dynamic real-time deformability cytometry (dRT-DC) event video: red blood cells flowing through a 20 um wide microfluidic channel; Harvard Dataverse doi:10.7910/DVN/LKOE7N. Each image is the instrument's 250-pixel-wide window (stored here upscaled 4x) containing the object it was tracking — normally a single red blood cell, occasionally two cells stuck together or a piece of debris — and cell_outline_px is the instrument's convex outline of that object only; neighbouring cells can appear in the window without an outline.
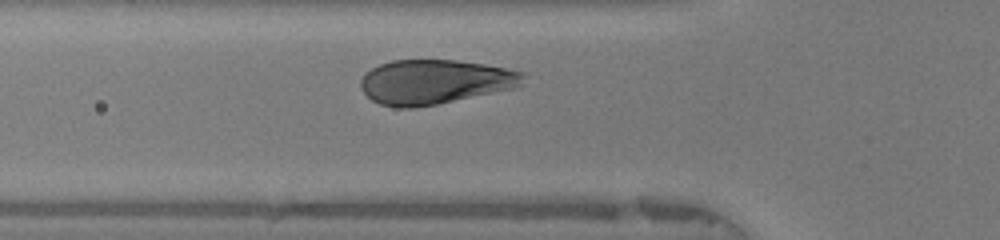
{"species": "human", "species_latin": "Homo sapiens", "temperature_condition": "warm", "stored_images_in_passage": 27, "camera_frame_rate_fps": 3000, "um_per_image_px": 0.085, "donor": {"sex": "female"}, "frame": {"image": 1, "passage_image": 6, "time_ms": 1.667, "image_size_px": [1000, 240], "cell_outline_px": [[528, 72], [524, 84], [512, 88], [436, 104], [412, 108], [396, 108], [380, 104], [372, 100], [360, 88], [360, 80], [364, 72], [380, 64], [392, 60], [456, 60], [484, 64]], "centroid_in_image_um": [36.95, 6.94], "position_along_channel_um": 88.8, "area_um2": 42.25}}
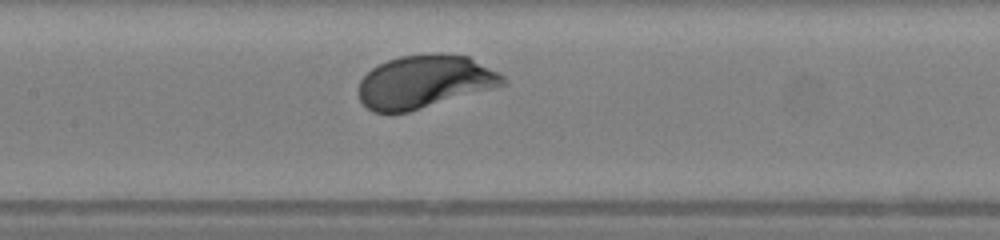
{"frame": {"image": 2, "passage_image": 12, "time_ms": 3.667, "image_size_px": [1000, 240], "cell_outline_px": [[508, 84], [496, 88], [408, 112], [372, 112], [360, 100], [356, 88], [360, 80], [372, 68], [388, 60], [400, 56], [432, 52], [440, 52], [468, 56], [500, 72], [508, 80]], "centroid_in_image_um": [36.13, 6.93], "position_along_channel_um": 171.3, "area_um2": 45.2}}
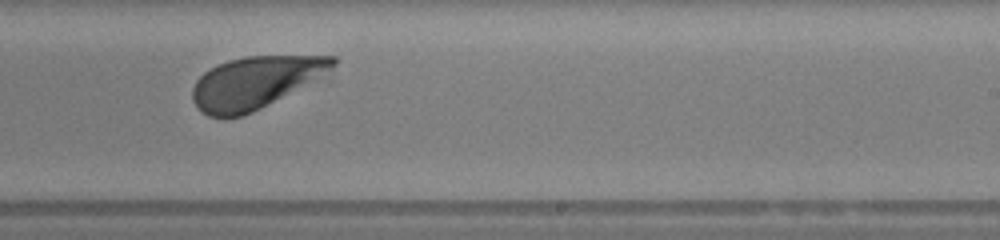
{"frame": {"image": 3, "passage_image": 19, "time_ms": 6.0, "image_size_px": [1000, 240], "cell_outline_px": [[336, 64], [332, 68], [252, 112], [244, 116], [208, 116], [200, 112], [192, 100], [192, 88], [196, 80], [204, 72], [216, 64], [228, 60], [244, 56], [336, 56]], "centroid_in_image_um": [21.57, 6.99], "position_along_channel_um": 267.4, "area_um2": 41.38}, "authors_computed_cell_mechanics": {"area_um2": 44.2748, "velocity_mm_per_s": 4.122, "shape_relaxation_time_tau1_ms": 0.9935, "shape_relaxation_time_tau2_ms": null, "deformation_change_tau1": 0.1088, "deformation_change_tau2": null}}